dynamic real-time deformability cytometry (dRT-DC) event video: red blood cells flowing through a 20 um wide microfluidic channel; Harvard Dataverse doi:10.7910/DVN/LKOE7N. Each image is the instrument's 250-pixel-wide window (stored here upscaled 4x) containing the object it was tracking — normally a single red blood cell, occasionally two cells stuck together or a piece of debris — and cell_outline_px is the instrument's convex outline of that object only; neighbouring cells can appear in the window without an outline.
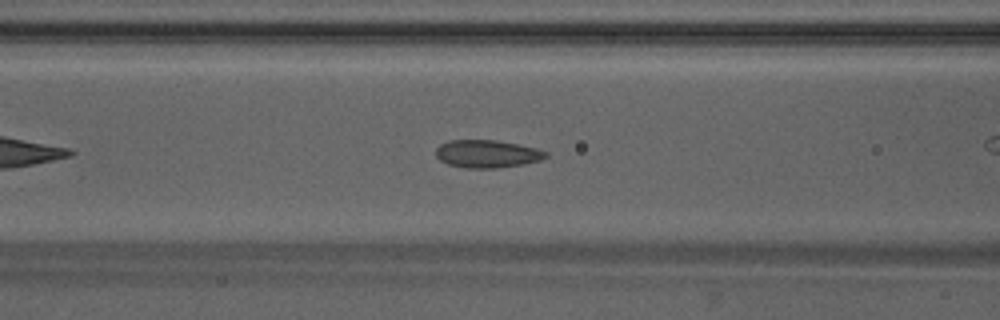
{"species": "Egyptian fruit bat (a non-hibernating species)", "species_latin": "Rousettus aegyptiacus", "temperature_condition": "warm", "stored_images_in_passage": 26, "camera_frame_rate_fps": 3000, "um_per_image_px": 0.085, "animal": {"sex": "male"}, "frame": {"image": 1, "passage_image": 8, "time_ms": 2.333, "image_size_px": [1000, 320], "cell_outline_px": [[548, 156], [540, 160], [524, 164], [496, 168], [464, 168], [448, 164], [440, 160], [436, 156], [436, 148], [440, 144], [448, 140], [496, 140], [536, 148], [548, 152]], "centroid_in_image_um": [41.39, 13.08], "position_along_channel_um": 125.2, "area_um2": 17.8}}
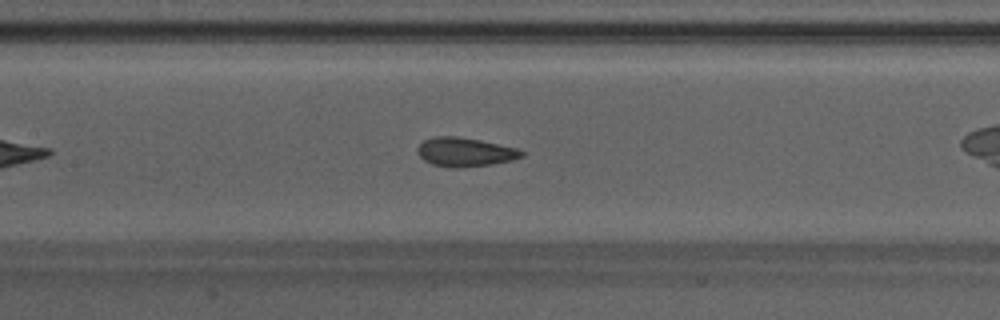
{"frame": {"image": 2, "passage_image": 11, "time_ms": 3.333, "image_size_px": [1000, 320], "cell_outline_px": [[524, 156], [512, 160], [492, 164], [456, 168], [452, 168], [432, 164], [424, 160], [416, 152], [416, 148], [424, 140], [436, 136], [456, 136], [480, 140], [516, 148], [524, 152]], "centroid_in_image_um": [39.5, 12.92], "position_along_channel_um": 167.9, "area_um2": 17.51}, "authors_computed_cell_mechanics": {"area_um2": 17.34, "velocity_mm_per_s": 4.255, "shape_relaxation_time_tau1_ms": 3.4186, "shape_relaxation_time_tau2_ms": 0.9249, "deformation_change_tau1": 0.0956, "deformation_change_tau2": 0.0676}}